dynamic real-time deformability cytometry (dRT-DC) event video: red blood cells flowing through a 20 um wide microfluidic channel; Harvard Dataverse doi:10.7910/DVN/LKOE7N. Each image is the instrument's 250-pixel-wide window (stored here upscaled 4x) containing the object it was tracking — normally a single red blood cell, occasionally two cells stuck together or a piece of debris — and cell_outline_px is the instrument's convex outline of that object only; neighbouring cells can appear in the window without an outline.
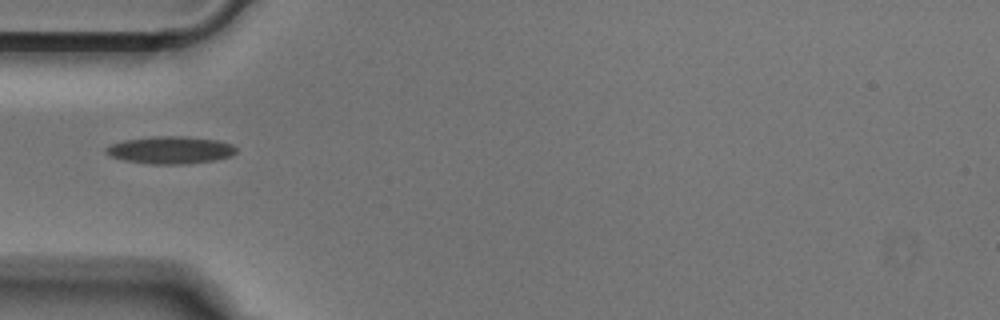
{"species": "Egyptian fruit bat (a non-hibernating species)", "species_latin": "Rousettus aegyptiacus", "temperature_condition": "cold", "stored_images_in_passage": 36, "camera_frame_rate_fps": 3000, "um_per_image_px": 0.085, "animal": {"sex": "male"}, "frame": {"image": 1, "passage_image": 1, "time_ms": 0.0, "image_size_px": [1000, 320], "cell_outline_px": [[236, 152], [228, 156], [212, 160], [188, 164], [148, 164], [124, 160], [112, 156], [104, 152], [104, 148], [108, 144], [124, 140], [152, 136], [184, 136], [216, 140], [232, 144], [236, 148]], "centroid_in_image_um": [14.42, 12.75], "position_along_channel_um": 70.6, "area_um2": 20.81}}
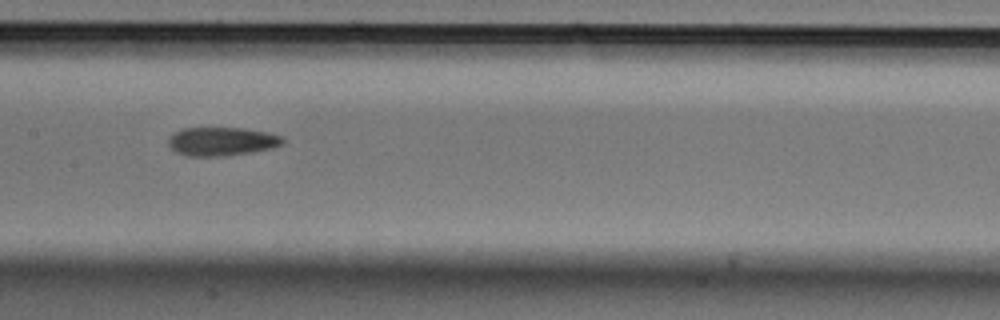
{"frame": {"image": 2, "passage_image": 10, "time_ms": 3.0, "image_size_px": [1000, 320], "cell_outline_px": [[284, 144], [272, 148], [252, 152], [224, 156], [188, 156], [176, 152], [168, 144], [168, 140], [176, 132], [184, 128], [244, 128], [264, 132], [280, 136], [284, 140]], "centroid_in_image_um": [18.86, 12.03], "position_along_channel_um": 188.5, "area_um2": 18.84}}
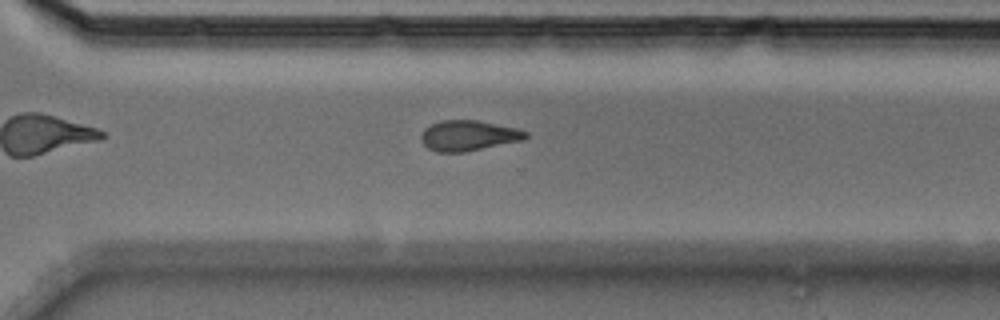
{"frame": {"image": 3, "passage_image": 21, "time_ms": 6.667, "image_size_px": [1000, 320], "cell_outline_px": [[528, 136], [524, 140], [464, 152], [436, 152], [428, 148], [420, 140], [420, 136], [424, 128], [440, 120], [476, 120], [516, 128], [528, 132]], "centroid_in_image_um": [39.8, 11.53], "position_along_channel_um": 330.8, "area_um2": 18.55}}